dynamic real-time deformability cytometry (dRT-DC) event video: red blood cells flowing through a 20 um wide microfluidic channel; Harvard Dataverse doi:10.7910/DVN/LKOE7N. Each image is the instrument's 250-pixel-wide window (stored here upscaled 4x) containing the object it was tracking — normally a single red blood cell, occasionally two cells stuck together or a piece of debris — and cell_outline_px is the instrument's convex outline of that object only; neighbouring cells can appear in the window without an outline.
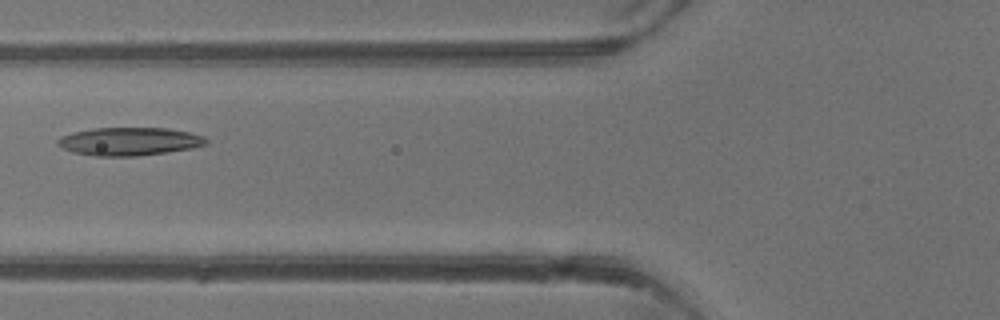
{"species": "common noctule bat (a hibernating species)", "species_latin": "Nyctalus noctula", "temperature_condition": "warm", "stored_images_in_passage": 4, "camera_frame_rate_fps": 3000, "um_per_image_px": 0.085, "animal": {"sex": "male", "body_mass_g": 13.3}, "frame": {"image": 1, "passage_image": 4, "time_ms": 3.333, "image_size_px": [1000, 320], "cell_outline_px": [[208, 144], [192, 148], [168, 152], [140, 156], [96, 156], [72, 152], [56, 144], [56, 140], [60, 136], [72, 132], [92, 128], [168, 128], [188, 132], [204, 136], [208, 140]], "centroid_in_image_um": [10.98, 12.02], "position_along_channel_um": 114.8, "area_um2": 24.51}}